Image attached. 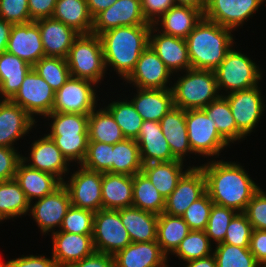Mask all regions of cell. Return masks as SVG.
Returning <instances> with one entry per match:
<instances>
[{
    "label": "cell",
    "mask_w": 266,
    "mask_h": 267,
    "mask_svg": "<svg viewBox=\"0 0 266 267\" xmlns=\"http://www.w3.org/2000/svg\"><path fill=\"white\" fill-rule=\"evenodd\" d=\"M199 167L205 175L206 192L216 205L244 212L260 189L237 162L210 160Z\"/></svg>",
    "instance_id": "cell-1"
},
{
    "label": "cell",
    "mask_w": 266,
    "mask_h": 267,
    "mask_svg": "<svg viewBox=\"0 0 266 267\" xmlns=\"http://www.w3.org/2000/svg\"><path fill=\"white\" fill-rule=\"evenodd\" d=\"M152 25L120 26L99 35L105 67H113L125 80L134 69L141 53L149 46Z\"/></svg>",
    "instance_id": "cell-2"
},
{
    "label": "cell",
    "mask_w": 266,
    "mask_h": 267,
    "mask_svg": "<svg viewBox=\"0 0 266 267\" xmlns=\"http://www.w3.org/2000/svg\"><path fill=\"white\" fill-rule=\"evenodd\" d=\"M231 32L203 17L185 39L191 68L214 71L234 46Z\"/></svg>",
    "instance_id": "cell-3"
},
{
    "label": "cell",
    "mask_w": 266,
    "mask_h": 267,
    "mask_svg": "<svg viewBox=\"0 0 266 267\" xmlns=\"http://www.w3.org/2000/svg\"><path fill=\"white\" fill-rule=\"evenodd\" d=\"M47 117L52 119L49 125L50 133L47 135L69 163L75 161L81 165L86 157L89 143L88 115L51 112L45 116Z\"/></svg>",
    "instance_id": "cell-4"
},
{
    "label": "cell",
    "mask_w": 266,
    "mask_h": 267,
    "mask_svg": "<svg viewBox=\"0 0 266 267\" xmlns=\"http://www.w3.org/2000/svg\"><path fill=\"white\" fill-rule=\"evenodd\" d=\"M183 72L171 88L174 106L183 110L203 109L221 96L214 71L190 68Z\"/></svg>",
    "instance_id": "cell-5"
},
{
    "label": "cell",
    "mask_w": 266,
    "mask_h": 267,
    "mask_svg": "<svg viewBox=\"0 0 266 267\" xmlns=\"http://www.w3.org/2000/svg\"><path fill=\"white\" fill-rule=\"evenodd\" d=\"M66 59L72 77L90 80L96 85L101 83L107 71L101 39L92 33L80 34Z\"/></svg>",
    "instance_id": "cell-6"
},
{
    "label": "cell",
    "mask_w": 266,
    "mask_h": 267,
    "mask_svg": "<svg viewBox=\"0 0 266 267\" xmlns=\"http://www.w3.org/2000/svg\"><path fill=\"white\" fill-rule=\"evenodd\" d=\"M214 72L219 91H228L221 96L253 88L259 85L263 77L259 66L247 54H242L233 47Z\"/></svg>",
    "instance_id": "cell-7"
},
{
    "label": "cell",
    "mask_w": 266,
    "mask_h": 267,
    "mask_svg": "<svg viewBox=\"0 0 266 267\" xmlns=\"http://www.w3.org/2000/svg\"><path fill=\"white\" fill-rule=\"evenodd\" d=\"M186 128L192 154L219 156L230 144L219 134L216 123L203 109L185 110Z\"/></svg>",
    "instance_id": "cell-8"
},
{
    "label": "cell",
    "mask_w": 266,
    "mask_h": 267,
    "mask_svg": "<svg viewBox=\"0 0 266 267\" xmlns=\"http://www.w3.org/2000/svg\"><path fill=\"white\" fill-rule=\"evenodd\" d=\"M92 238L95 252L113 256L132 243L118 210L95 212Z\"/></svg>",
    "instance_id": "cell-9"
},
{
    "label": "cell",
    "mask_w": 266,
    "mask_h": 267,
    "mask_svg": "<svg viewBox=\"0 0 266 267\" xmlns=\"http://www.w3.org/2000/svg\"><path fill=\"white\" fill-rule=\"evenodd\" d=\"M95 87L96 84L90 80L71 76L55 92L52 112L89 115L97 107Z\"/></svg>",
    "instance_id": "cell-10"
},
{
    "label": "cell",
    "mask_w": 266,
    "mask_h": 267,
    "mask_svg": "<svg viewBox=\"0 0 266 267\" xmlns=\"http://www.w3.org/2000/svg\"><path fill=\"white\" fill-rule=\"evenodd\" d=\"M55 100V92L50 85L38 75L33 68L25 76L23 83L12 102L18 104L30 116H47L52 112Z\"/></svg>",
    "instance_id": "cell-11"
},
{
    "label": "cell",
    "mask_w": 266,
    "mask_h": 267,
    "mask_svg": "<svg viewBox=\"0 0 266 267\" xmlns=\"http://www.w3.org/2000/svg\"><path fill=\"white\" fill-rule=\"evenodd\" d=\"M68 189L71 205L97 212L102 209V173L78 167L68 181H63Z\"/></svg>",
    "instance_id": "cell-12"
},
{
    "label": "cell",
    "mask_w": 266,
    "mask_h": 267,
    "mask_svg": "<svg viewBox=\"0 0 266 267\" xmlns=\"http://www.w3.org/2000/svg\"><path fill=\"white\" fill-rule=\"evenodd\" d=\"M259 86L223 95L230 105L237 129L246 137L253 132L265 111Z\"/></svg>",
    "instance_id": "cell-13"
},
{
    "label": "cell",
    "mask_w": 266,
    "mask_h": 267,
    "mask_svg": "<svg viewBox=\"0 0 266 267\" xmlns=\"http://www.w3.org/2000/svg\"><path fill=\"white\" fill-rule=\"evenodd\" d=\"M31 203L29 213H31L30 215L38 224L43 235L48 234V232H55L57 227L60 229L63 218L71 207L70 194L63 184L52 194Z\"/></svg>",
    "instance_id": "cell-14"
},
{
    "label": "cell",
    "mask_w": 266,
    "mask_h": 267,
    "mask_svg": "<svg viewBox=\"0 0 266 267\" xmlns=\"http://www.w3.org/2000/svg\"><path fill=\"white\" fill-rule=\"evenodd\" d=\"M264 1L206 0L203 17L234 31L237 27L243 26V23L258 11Z\"/></svg>",
    "instance_id": "cell-15"
},
{
    "label": "cell",
    "mask_w": 266,
    "mask_h": 267,
    "mask_svg": "<svg viewBox=\"0 0 266 267\" xmlns=\"http://www.w3.org/2000/svg\"><path fill=\"white\" fill-rule=\"evenodd\" d=\"M171 71L157 56L156 52L148 46L140 55L131 74L125 79L139 89H171L168 86Z\"/></svg>",
    "instance_id": "cell-16"
},
{
    "label": "cell",
    "mask_w": 266,
    "mask_h": 267,
    "mask_svg": "<svg viewBox=\"0 0 266 267\" xmlns=\"http://www.w3.org/2000/svg\"><path fill=\"white\" fill-rule=\"evenodd\" d=\"M205 192V175L198 165H193L178 181L173 192L165 199L164 213L181 217L187 208Z\"/></svg>",
    "instance_id": "cell-17"
},
{
    "label": "cell",
    "mask_w": 266,
    "mask_h": 267,
    "mask_svg": "<svg viewBox=\"0 0 266 267\" xmlns=\"http://www.w3.org/2000/svg\"><path fill=\"white\" fill-rule=\"evenodd\" d=\"M152 25L143 17L141 0H117L93 18L92 34L101 33L120 26Z\"/></svg>",
    "instance_id": "cell-18"
},
{
    "label": "cell",
    "mask_w": 266,
    "mask_h": 267,
    "mask_svg": "<svg viewBox=\"0 0 266 267\" xmlns=\"http://www.w3.org/2000/svg\"><path fill=\"white\" fill-rule=\"evenodd\" d=\"M30 156L24 157L21 160L29 167L40 170L56 176L62 183L66 177V172L69 174L68 160L63 156L60 149L47 134L31 144ZM29 162V163H28Z\"/></svg>",
    "instance_id": "cell-19"
},
{
    "label": "cell",
    "mask_w": 266,
    "mask_h": 267,
    "mask_svg": "<svg viewBox=\"0 0 266 267\" xmlns=\"http://www.w3.org/2000/svg\"><path fill=\"white\" fill-rule=\"evenodd\" d=\"M155 26H151L149 33V46L156 52L165 66L175 74L191 68L188 55V47L185 39L157 32ZM155 33V34H154Z\"/></svg>",
    "instance_id": "cell-20"
},
{
    "label": "cell",
    "mask_w": 266,
    "mask_h": 267,
    "mask_svg": "<svg viewBox=\"0 0 266 267\" xmlns=\"http://www.w3.org/2000/svg\"><path fill=\"white\" fill-rule=\"evenodd\" d=\"M93 234H74L57 229L52 233V257L58 267H68L95 252Z\"/></svg>",
    "instance_id": "cell-21"
},
{
    "label": "cell",
    "mask_w": 266,
    "mask_h": 267,
    "mask_svg": "<svg viewBox=\"0 0 266 267\" xmlns=\"http://www.w3.org/2000/svg\"><path fill=\"white\" fill-rule=\"evenodd\" d=\"M6 51L26 61L32 67L45 57L38 24L35 21L13 24Z\"/></svg>",
    "instance_id": "cell-22"
},
{
    "label": "cell",
    "mask_w": 266,
    "mask_h": 267,
    "mask_svg": "<svg viewBox=\"0 0 266 267\" xmlns=\"http://www.w3.org/2000/svg\"><path fill=\"white\" fill-rule=\"evenodd\" d=\"M35 120L18 104L0 99V147L15 148L14 143L29 134Z\"/></svg>",
    "instance_id": "cell-23"
},
{
    "label": "cell",
    "mask_w": 266,
    "mask_h": 267,
    "mask_svg": "<svg viewBox=\"0 0 266 267\" xmlns=\"http://www.w3.org/2000/svg\"><path fill=\"white\" fill-rule=\"evenodd\" d=\"M35 22L39 27L45 56L67 58L74 40L80 34L53 17Z\"/></svg>",
    "instance_id": "cell-24"
},
{
    "label": "cell",
    "mask_w": 266,
    "mask_h": 267,
    "mask_svg": "<svg viewBox=\"0 0 266 267\" xmlns=\"http://www.w3.org/2000/svg\"><path fill=\"white\" fill-rule=\"evenodd\" d=\"M135 141L139 145L143 164L177 160L170 151L159 122L144 120Z\"/></svg>",
    "instance_id": "cell-25"
},
{
    "label": "cell",
    "mask_w": 266,
    "mask_h": 267,
    "mask_svg": "<svg viewBox=\"0 0 266 267\" xmlns=\"http://www.w3.org/2000/svg\"><path fill=\"white\" fill-rule=\"evenodd\" d=\"M167 258L157 241L131 243L114 255L116 267H167Z\"/></svg>",
    "instance_id": "cell-26"
},
{
    "label": "cell",
    "mask_w": 266,
    "mask_h": 267,
    "mask_svg": "<svg viewBox=\"0 0 266 267\" xmlns=\"http://www.w3.org/2000/svg\"><path fill=\"white\" fill-rule=\"evenodd\" d=\"M159 123L172 155L184 161L186 155L192 153L186 128L185 110L174 106Z\"/></svg>",
    "instance_id": "cell-27"
},
{
    "label": "cell",
    "mask_w": 266,
    "mask_h": 267,
    "mask_svg": "<svg viewBox=\"0 0 266 267\" xmlns=\"http://www.w3.org/2000/svg\"><path fill=\"white\" fill-rule=\"evenodd\" d=\"M14 178L30 203L52 194L63 184L56 176L33 169L22 160L17 165Z\"/></svg>",
    "instance_id": "cell-28"
},
{
    "label": "cell",
    "mask_w": 266,
    "mask_h": 267,
    "mask_svg": "<svg viewBox=\"0 0 266 267\" xmlns=\"http://www.w3.org/2000/svg\"><path fill=\"white\" fill-rule=\"evenodd\" d=\"M202 18L203 13L196 8L174 5L152 25L163 34L186 39Z\"/></svg>",
    "instance_id": "cell-29"
},
{
    "label": "cell",
    "mask_w": 266,
    "mask_h": 267,
    "mask_svg": "<svg viewBox=\"0 0 266 267\" xmlns=\"http://www.w3.org/2000/svg\"><path fill=\"white\" fill-rule=\"evenodd\" d=\"M102 209L119 210L133 203V176L102 173Z\"/></svg>",
    "instance_id": "cell-30"
},
{
    "label": "cell",
    "mask_w": 266,
    "mask_h": 267,
    "mask_svg": "<svg viewBox=\"0 0 266 267\" xmlns=\"http://www.w3.org/2000/svg\"><path fill=\"white\" fill-rule=\"evenodd\" d=\"M130 101L143 120L159 122L174 107L172 89H139Z\"/></svg>",
    "instance_id": "cell-31"
},
{
    "label": "cell",
    "mask_w": 266,
    "mask_h": 267,
    "mask_svg": "<svg viewBox=\"0 0 266 267\" xmlns=\"http://www.w3.org/2000/svg\"><path fill=\"white\" fill-rule=\"evenodd\" d=\"M118 211L132 243L156 241L158 215L133 206Z\"/></svg>",
    "instance_id": "cell-32"
},
{
    "label": "cell",
    "mask_w": 266,
    "mask_h": 267,
    "mask_svg": "<svg viewBox=\"0 0 266 267\" xmlns=\"http://www.w3.org/2000/svg\"><path fill=\"white\" fill-rule=\"evenodd\" d=\"M184 161L152 162L143 164L142 172L150 179L153 186L166 199L177 187L178 181L191 168H184Z\"/></svg>",
    "instance_id": "cell-33"
},
{
    "label": "cell",
    "mask_w": 266,
    "mask_h": 267,
    "mask_svg": "<svg viewBox=\"0 0 266 267\" xmlns=\"http://www.w3.org/2000/svg\"><path fill=\"white\" fill-rule=\"evenodd\" d=\"M32 66L7 51L0 54V98L11 100Z\"/></svg>",
    "instance_id": "cell-34"
},
{
    "label": "cell",
    "mask_w": 266,
    "mask_h": 267,
    "mask_svg": "<svg viewBox=\"0 0 266 267\" xmlns=\"http://www.w3.org/2000/svg\"><path fill=\"white\" fill-rule=\"evenodd\" d=\"M79 34H91L93 17L86 0H57L52 16Z\"/></svg>",
    "instance_id": "cell-35"
},
{
    "label": "cell",
    "mask_w": 266,
    "mask_h": 267,
    "mask_svg": "<svg viewBox=\"0 0 266 267\" xmlns=\"http://www.w3.org/2000/svg\"><path fill=\"white\" fill-rule=\"evenodd\" d=\"M191 232L188 224L180 216L166 213L158 215L157 239L162 252L168 257L175 252L181 241Z\"/></svg>",
    "instance_id": "cell-36"
},
{
    "label": "cell",
    "mask_w": 266,
    "mask_h": 267,
    "mask_svg": "<svg viewBox=\"0 0 266 267\" xmlns=\"http://www.w3.org/2000/svg\"><path fill=\"white\" fill-rule=\"evenodd\" d=\"M88 115L89 141L114 145L125 139L119 125L106 108L96 110Z\"/></svg>",
    "instance_id": "cell-37"
},
{
    "label": "cell",
    "mask_w": 266,
    "mask_h": 267,
    "mask_svg": "<svg viewBox=\"0 0 266 267\" xmlns=\"http://www.w3.org/2000/svg\"><path fill=\"white\" fill-rule=\"evenodd\" d=\"M203 110L216 123L217 131L229 144L245 138L237 129L230 105L224 96L210 102Z\"/></svg>",
    "instance_id": "cell-38"
},
{
    "label": "cell",
    "mask_w": 266,
    "mask_h": 267,
    "mask_svg": "<svg viewBox=\"0 0 266 267\" xmlns=\"http://www.w3.org/2000/svg\"><path fill=\"white\" fill-rule=\"evenodd\" d=\"M133 207L160 215L165 209V198L143 173L133 176Z\"/></svg>",
    "instance_id": "cell-39"
},
{
    "label": "cell",
    "mask_w": 266,
    "mask_h": 267,
    "mask_svg": "<svg viewBox=\"0 0 266 267\" xmlns=\"http://www.w3.org/2000/svg\"><path fill=\"white\" fill-rule=\"evenodd\" d=\"M30 204L15 178L0 182V216L4 220L26 216Z\"/></svg>",
    "instance_id": "cell-40"
},
{
    "label": "cell",
    "mask_w": 266,
    "mask_h": 267,
    "mask_svg": "<svg viewBox=\"0 0 266 267\" xmlns=\"http://www.w3.org/2000/svg\"><path fill=\"white\" fill-rule=\"evenodd\" d=\"M113 173L134 176L142 172L143 163L135 139L125 138L115 143L112 150Z\"/></svg>",
    "instance_id": "cell-41"
},
{
    "label": "cell",
    "mask_w": 266,
    "mask_h": 267,
    "mask_svg": "<svg viewBox=\"0 0 266 267\" xmlns=\"http://www.w3.org/2000/svg\"><path fill=\"white\" fill-rule=\"evenodd\" d=\"M105 108L111 113L125 138L136 139L138 137L144 120L130 100L112 101Z\"/></svg>",
    "instance_id": "cell-42"
},
{
    "label": "cell",
    "mask_w": 266,
    "mask_h": 267,
    "mask_svg": "<svg viewBox=\"0 0 266 267\" xmlns=\"http://www.w3.org/2000/svg\"><path fill=\"white\" fill-rule=\"evenodd\" d=\"M32 68L50 85L54 92L58 91L71 77L66 58L45 56Z\"/></svg>",
    "instance_id": "cell-43"
},
{
    "label": "cell",
    "mask_w": 266,
    "mask_h": 267,
    "mask_svg": "<svg viewBox=\"0 0 266 267\" xmlns=\"http://www.w3.org/2000/svg\"><path fill=\"white\" fill-rule=\"evenodd\" d=\"M213 255L217 267H262L250 252L249 247H240L226 243L215 245Z\"/></svg>",
    "instance_id": "cell-44"
},
{
    "label": "cell",
    "mask_w": 266,
    "mask_h": 267,
    "mask_svg": "<svg viewBox=\"0 0 266 267\" xmlns=\"http://www.w3.org/2000/svg\"><path fill=\"white\" fill-rule=\"evenodd\" d=\"M212 243L205 231H191L180 243L172 255H176L185 263L213 254Z\"/></svg>",
    "instance_id": "cell-45"
},
{
    "label": "cell",
    "mask_w": 266,
    "mask_h": 267,
    "mask_svg": "<svg viewBox=\"0 0 266 267\" xmlns=\"http://www.w3.org/2000/svg\"><path fill=\"white\" fill-rule=\"evenodd\" d=\"M113 145L89 141L86 157L81 164L84 168L101 173H113Z\"/></svg>",
    "instance_id": "cell-46"
},
{
    "label": "cell",
    "mask_w": 266,
    "mask_h": 267,
    "mask_svg": "<svg viewBox=\"0 0 266 267\" xmlns=\"http://www.w3.org/2000/svg\"><path fill=\"white\" fill-rule=\"evenodd\" d=\"M237 213L232 208L213 204L207 226L204 230L210 242L214 241L215 244H219L224 241L227 227Z\"/></svg>",
    "instance_id": "cell-47"
},
{
    "label": "cell",
    "mask_w": 266,
    "mask_h": 267,
    "mask_svg": "<svg viewBox=\"0 0 266 267\" xmlns=\"http://www.w3.org/2000/svg\"><path fill=\"white\" fill-rule=\"evenodd\" d=\"M95 212L71 205L60 226V231L74 234H93Z\"/></svg>",
    "instance_id": "cell-48"
},
{
    "label": "cell",
    "mask_w": 266,
    "mask_h": 267,
    "mask_svg": "<svg viewBox=\"0 0 266 267\" xmlns=\"http://www.w3.org/2000/svg\"><path fill=\"white\" fill-rule=\"evenodd\" d=\"M213 204L208 193L205 192L187 208L181 217L188 224L191 231L205 230Z\"/></svg>",
    "instance_id": "cell-49"
},
{
    "label": "cell",
    "mask_w": 266,
    "mask_h": 267,
    "mask_svg": "<svg viewBox=\"0 0 266 267\" xmlns=\"http://www.w3.org/2000/svg\"><path fill=\"white\" fill-rule=\"evenodd\" d=\"M252 226L243 212H238L227 227L222 243L240 247H250Z\"/></svg>",
    "instance_id": "cell-50"
},
{
    "label": "cell",
    "mask_w": 266,
    "mask_h": 267,
    "mask_svg": "<svg viewBox=\"0 0 266 267\" xmlns=\"http://www.w3.org/2000/svg\"><path fill=\"white\" fill-rule=\"evenodd\" d=\"M0 17L12 24L32 22L28 0H0Z\"/></svg>",
    "instance_id": "cell-51"
},
{
    "label": "cell",
    "mask_w": 266,
    "mask_h": 267,
    "mask_svg": "<svg viewBox=\"0 0 266 267\" xmlns=\"http://www.w3.org/2000/svg\"><path fill=\"white\" fill-rule=\"evenodd\" d=\"M243 213L252 229L266 230V192L262 188L251 198Z\"/></svg>",
    "instance_id": "cell-52"
},
{
    "label": "cell",
    "mask_w": 266,
    "mask_h": 267,
    "mask_svg": "<svg viewBox=\"0 0 266 267\" xmlns=\"http://www.w3.org/2000/svg\"><path fill=\"white\" fill-rule=\"evenodd\" d=\"M22 155L15 148L0 147V182L15 177L18 163Z\"/></svg>",
    "instance_id": "cell-53"
},
{
    "label": "cell",
    "mask_w": 266,
    "mask_h": 267,
    "mask_svg": "<svg viewBox=\"0 0 266 267\" xmlns=\"http://www.w3.org/2000/svg\"><path fill=\"white\" fill-rule=\"evenodd\" d=\"M174 5L173 0H141L143 17L151 24L158 20Z\"/></svg>",
    "instance_id": "cell-54"
},
{
    "label": "cell",
    "mask_w": 266,
    "mask_h": 267,
    "mask_svg": "<svg viewBox=\"0 0 266 267\" xmlns=\"http://www.w3.org/2000/svg\"><path fill=\"white\" fill-rule=\"evenodd\" d=\"M5 267H58L56 264L55 259L51 256V259L49 257H45L44 255H29L21 257L10 259L5 263Z\"/></svg>",
    "instance_id": "cell-55"
},
{
    "label": "cell",
    "mask_w": 266,
    "mask_h": 267,
    "mask_svg": "<svg viewBox=\"0 0 266 267\" xmlns=\"http://www.w3.org/2000/svg\"><path fill=\"white\" fill-rule=\"evenodd\" d=\"M249 249L256 261L266 267V230H252Z\"/></svg>",
    "instance_id": "cell-56"
},
{
    "label": "cell",
    "mask_w": 266,
    "mask_h": 267,
    "mask_svg": "<svg viewBox=\"0 0 266 267\" xmlns=\"http://www.w3.org/2000/svg\"><path fill=\"white\" fill-rule=\"evenodd\" d=\"M57 0H28V9L32 21L52 17Z\"/></svg>",
    "instance_id": "cell-57"
},
{
    "label": "cell",
    "mask_w": 266,
    "mask_h": 267,
    "mask_svg": "<svg viewBox=\"0 0 266 267\" xmlns=\"http://www.w3.org/2000/svg\"><path fill=\"white\" fill-rule=\"evenodd\" d=\"M68 267H116L113 255L94 252L84 259L72 263Z\"/></svg>",
    "instance_id": "cell-58"
},
{
    "label": "cell",
    "mask_w": 266,
    "mask_h": 267,
    "mask_svg": "<svg viewBox=\"0 0 266 267\" xmlns=\"http://www.w3.org/2000/svg\"><path fill=\"white\" fill-rule=\"evenodd\" d=\"M117 0H86L89 12L94 18L98 13L113 5Z\"/></svg>",
    "instance_id": "cell-59"
},
{
    "label": "cell",
    "mask_w": 266,
    "mask_h": 267,
    "mask_svg": "<svg viewBox=\"0 0 266 267\" xmlns=\"http://www.w3.org/2000/svg\"><path fill=\"white\" fill-rule=\"evenodd\" d=\"M13 24L0 17V54L6 51Z\"/></svg>",
    "instance_id": "cell-60"
},
{
    "label": "cell",
    "mask_w": 266,
    "mask_h": 267,
    "mask_svg": "<svg viewBox=\"0 0 266 267\" xmlns=\"http://www.w3.org/2000/svg\"><path fill=\"white\" fill-rule=\"evenodd\" d=\"M185 264V267H217L216 259L213 254L205 258L188 261Z\"/></svg>",
    "instance_id": "cell-61"
},
{
    "label": "cell",
    "mask_w": 266,
    "mask_h": 267,
    "mask_svg": "<svg viewBox=\"0 0 266 267\" xmlns=\"http://www.w3.org/2000/svg\"><path fill=\"white\" fill-rule=\"evenodd\" d=\"M175 5L190 6L200 10L202 13L205 11L206 0H173Z\"/></svg>",
    "instance_id": "cell-62"
},
{
    "label": "cell",
    "mask_w": 266,
    "mask_h": 267,
    "mask_svg": "<svg viewBox=\"0 0 266 267\" xmlns=\"http://www.w3.org/2000/svg\"><path fill=\"white\" fill-rule=\"evenodd\" d=\"M0 267H5V263L0 262Z\"/></svg>",
    "instance_id": "cell-63"
}]
</instances>
